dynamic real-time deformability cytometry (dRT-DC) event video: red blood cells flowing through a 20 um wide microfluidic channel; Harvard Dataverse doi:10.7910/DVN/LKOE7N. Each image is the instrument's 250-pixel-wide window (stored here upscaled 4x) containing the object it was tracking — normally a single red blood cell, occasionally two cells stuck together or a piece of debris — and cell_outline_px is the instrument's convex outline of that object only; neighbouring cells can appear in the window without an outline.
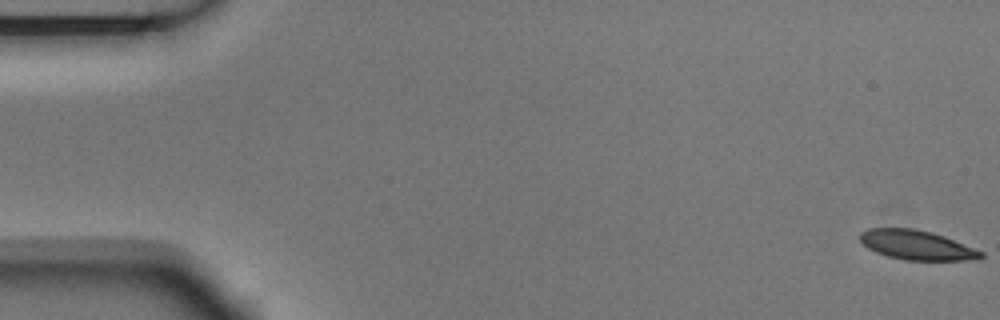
{"species": "Egyptian fruit bat (a non-hibernating species)", "species_latin": "Rousettus aegyptiacus", "temperature_condition": "room temperature", "stored_images_in_passage": 5, "camera_frame_rate_fps": 3000, "um_per_image_px": 0.085, "animal": {"sex": "male"}, "frame": {"image": 1, "passage_image": 1, "time_ms": 0.0, "image_size_px": [1000, 320], "cell_outline_px": [[984, 256], [980, 260], [904, 260], [888, 256], [876, 252], [868, 248], [860, 240], [860, 232], [868, 228], [912, 228], [932, 232], [944, 236], [984, 252]], "centroid_in_image_um": [77.94, 20.83], "position_along_channel_um": 7.1, "area_um2": 20.81}}
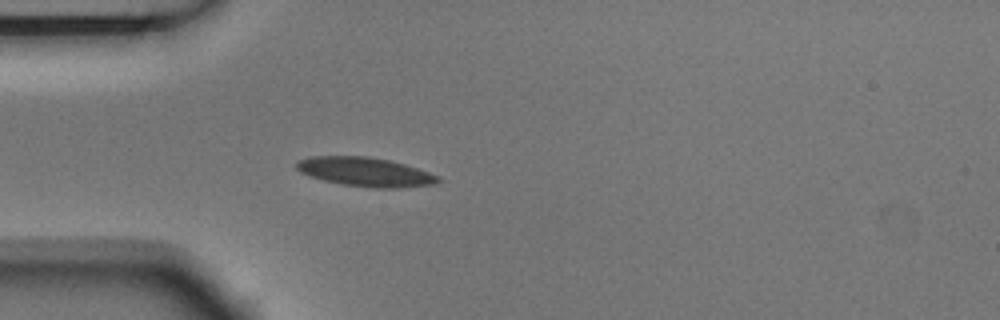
{"frame": {"image": 2, "passage_image": 5, "time_ms": 1.333, "image_size_px": [1000, 320], "cell_outline_px": [[444, 180], [436, 184], [404, 188], [372, 188], [344, 184], [324, 180], [308, 176], [300, 172], [296, 168], [296, 160], [312, 156], [368, 156], [388, 160], [404, 164], [440, 176]], "centroid_in_image_um": [31.07, 14.62], "position_along_channel_um": 53.9, "area_um2": 24.16}}